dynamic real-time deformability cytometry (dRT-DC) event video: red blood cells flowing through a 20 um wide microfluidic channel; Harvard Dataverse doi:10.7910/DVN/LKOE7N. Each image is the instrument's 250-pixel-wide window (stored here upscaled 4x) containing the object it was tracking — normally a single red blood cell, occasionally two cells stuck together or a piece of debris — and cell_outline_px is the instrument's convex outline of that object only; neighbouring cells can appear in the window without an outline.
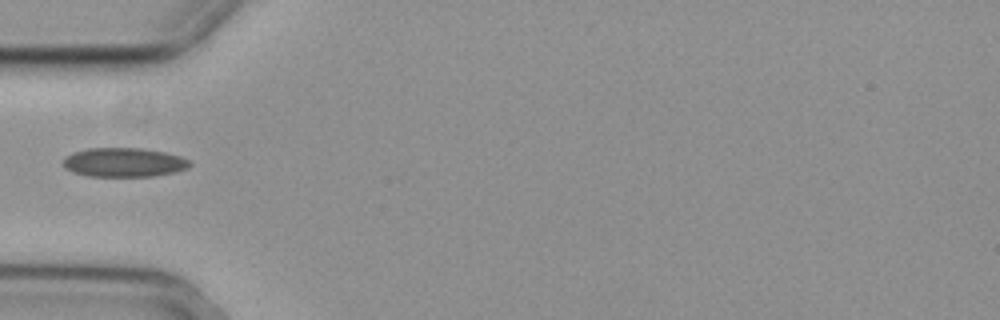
{"species": "common noctule bat (a hibernating species)", "species_latin": "Nyctalus noctula", "temperature_condition": "cold", "stored_images_in_passage": 14, "camera_frame_rate_fps": 3000, "um_per_image_px": 0.085, "animal": {"sex": "female", "body_mass_g": 29.2, "forearm_length_mm": 56.3}, "frame": {"image": 1, "passage_image": 1, "time_ms": 0.0, "image_size_px": [1000, 320], "cell_outline_px": [[192, 164], [188, 168], [176, 172], [152, 176], [88, 176], [72, 172], [64, 168], [64, 156], [72, 152], [88, 148], [140, 148], [164, 152], [180, 156], [188, 160]], "centroid_in_image_um": [10.51, 13.8], "position_along_channel_um": 74.5, "area_um2": 21.56}}
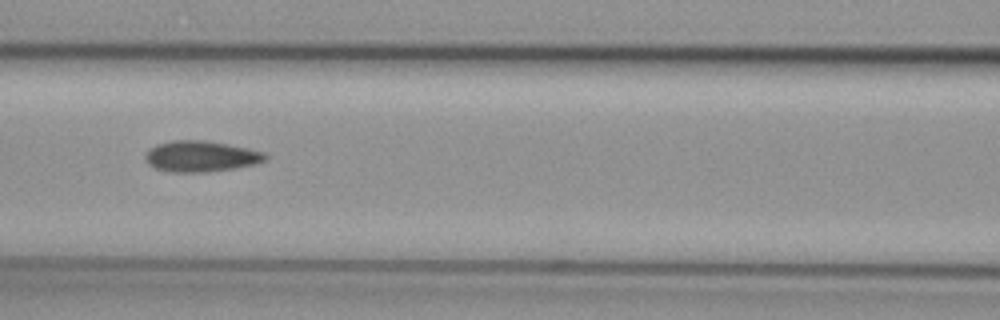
{"frame": {"image": 2, "passage_image": 7, "time_ms": 2.0, "image_size_px": [1000, 320], "cell_outline_px": [[268, 156], [264, 160], [256, 164], [232, 168], [204, 172], [172, 172], [156, 168], [148, 164], [144, 156], [156, 144], [172, 140], [204, 140], [248, 148], [264, 152]], "centroid_in_image_um": [17.07, 13.28], "position_along_channel_um": 149.5, "area_um2": 21.39}}
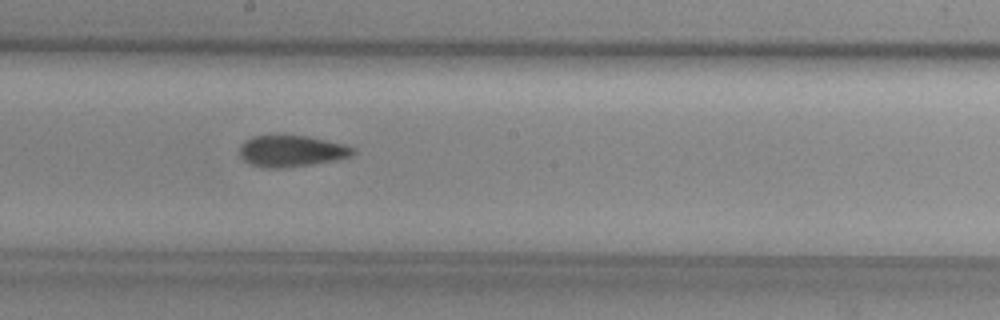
{"frame": {"image": 3, "passage_image": 13, "time_ms": 4.0, "image_size_px": [1000, 320], "cell_outline_px": [[356, 152], [348, 156], [336, 160], [312, 164], [280, 168], [264, 168], [252, 164], [244, 160], [240, 156], [240, 144], [244, 140], [252, 136], [308, 136], [344, 144], [352, 148]], "centroid_in_image_um": [24.74, 12.84], "position_along_channel_um": 223.5, "area_um2": 20.52}}